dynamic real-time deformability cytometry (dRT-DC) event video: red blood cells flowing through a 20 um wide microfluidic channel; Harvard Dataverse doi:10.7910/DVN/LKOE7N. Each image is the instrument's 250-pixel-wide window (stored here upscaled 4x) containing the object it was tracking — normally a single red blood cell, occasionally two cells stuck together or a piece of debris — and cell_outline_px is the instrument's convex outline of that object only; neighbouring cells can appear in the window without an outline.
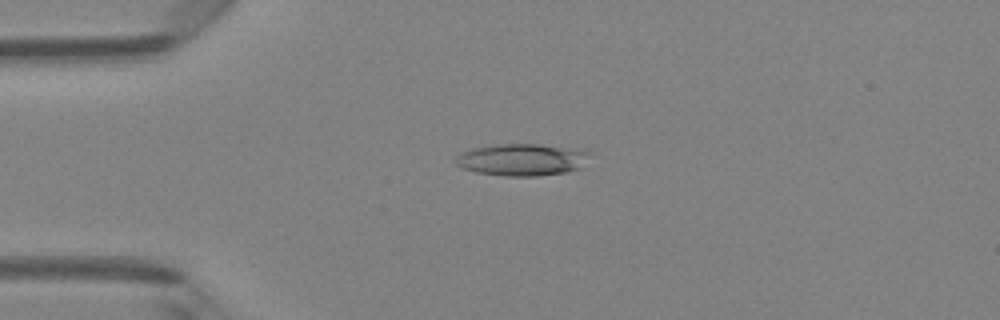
{"species": "Egyptian fruit bat (a non-hibernating species)", "species_latin": "Rousettus aegyptiacus", "temperature_condition": "room temperature", "stored_images_in_passage": 37, "camera_frame_rate_fps": 3000, "um_per_image_px": 0.085, "animal": {"sex": "female"}, "frame": {"image": 1, "passage_image": 1, "time_ms": 0.0, "image_size_px": [1000, 320], "cell_outline_px": [[592, 152], [580, 168], [564, 172], [536, 176], [504, 176], [476, 172], [460, 168], [456, 164], [456, 156], [472, 148], [496, 144], [536, 144], [576, 148]], "centroid_in_image_um": [44.36, 13.57], "position_along_channel_um": 40.6, "area_um2": 25.03}}
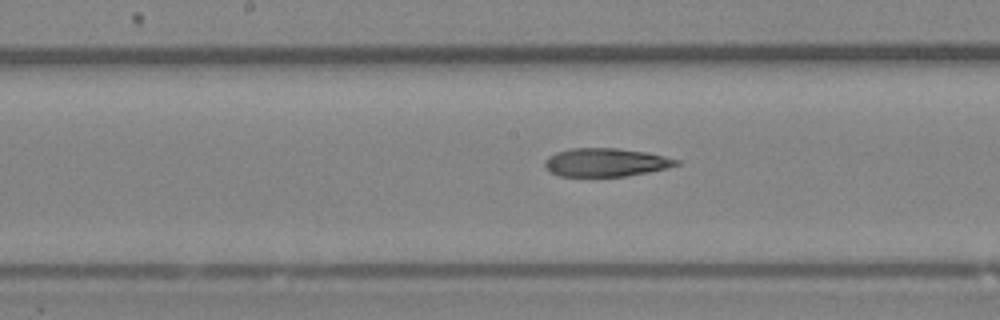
{"frame": {"image": 2, "passage_image": 14, "time_ms": 4.333, "image_size_px": [1000, 320], "cell_outline_px": [[680, 164], [668, 168], [648, 172], [624, 176], [560, 176], [552, 172], [544, 164], [544, 160], [548, 156], [556, 152], [572, 148], [616, 148], [648, 152], [680, 160]], "centroid_in_image_um": [51.51, 13.79], "position_along_channel_um": 196.7, "area_um2": 21.68}}
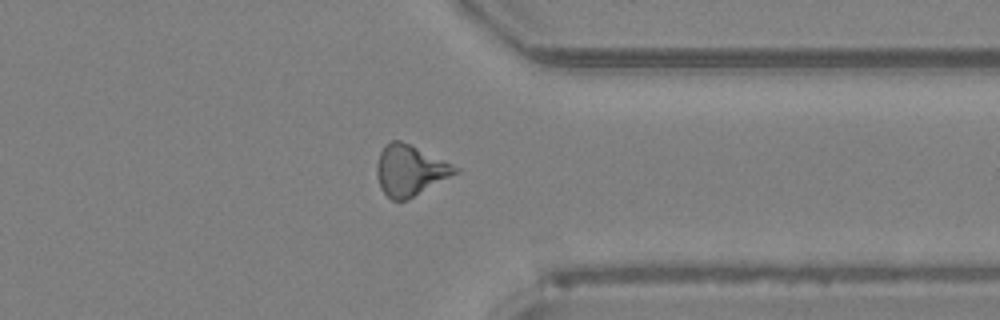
{"frame": {"image": 3, "passage_image": 27, "time_ms": 8.667, "image_size_px": [1000, 320], "cell_outline_px": [[460, 172], [408, 200], [392, 200], [380, 188], [376, 176], [376, 164], [380, 152], [392, 140], [400, 140], [452, 164], [460, 168]], "centroid_in_image_um": [34.85, 14.51], "position_along_channel_um": 376.6, "area_um2": 23.06}, "authors_computed_cell_mechanics": {"area_um2": 22.253, "velocity_mm_per_s": 4.2236, "shape_relaxation_time_tau1_ms": 5.6905, "shape_relaxation_time_tau2_ms": 5.3195, "deformation_change_tau1": 0.1752, "deformation_change_tau2": 0.1859}}